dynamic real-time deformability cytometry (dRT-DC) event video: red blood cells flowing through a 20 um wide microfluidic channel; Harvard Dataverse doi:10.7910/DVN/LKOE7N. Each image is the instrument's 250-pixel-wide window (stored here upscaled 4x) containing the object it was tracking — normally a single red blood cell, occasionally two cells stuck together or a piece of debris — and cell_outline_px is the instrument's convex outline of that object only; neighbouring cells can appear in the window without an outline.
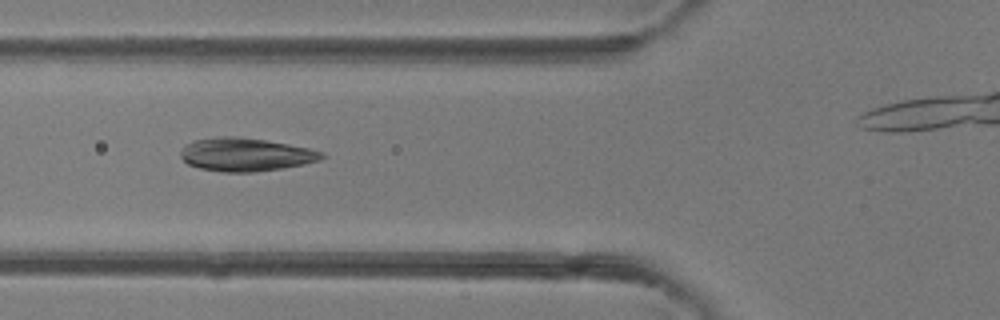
{"species": "common noctule bat (a hibernating species)", "species_latin": "Nyctalus noctula", "temperature_condition": "room temperature", "stored_images_in_passage": 4, "segment_of_instrument_passage": [1, 2], "camera_frame_rate_fps": 3000, "um_per_image_px": 0.085, "animal": {"sex": "female"}, "frame": {"image": 1, "passage_image": 2, "time_ms": 1.333, "image_size_px": [1000, 320], "cell_outline_px": [[324, 156], [320, 160], [304, 164], [256, 172], [220, 172], [200, 168], [188, 164], [180, 156], [180, 152], [184, 144], [192, 140], [220, 136], [236, 136], [264, 140], [288, 144], [308, 148], [324, 152]], "centroid_in_image_um": [20.83, 13.13], "position_along_channel_um": 105.0, "area_um2": 27.4}}
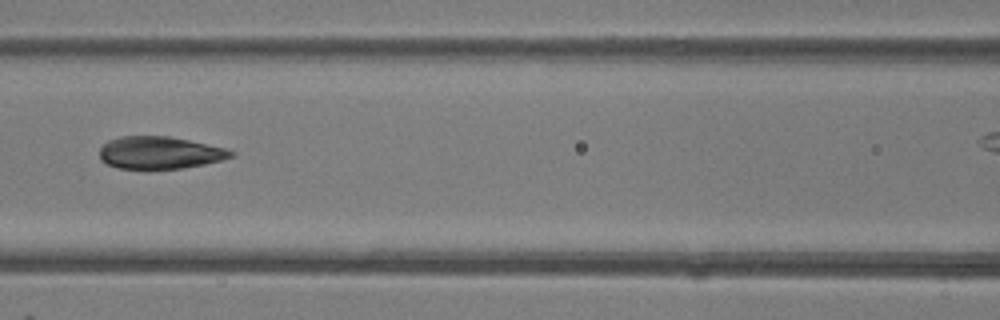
{"frame": {"image": 2, "passage_image": 3, "time_ms": 2.333, "image_size_px": [1000, 320], "cell_outline_px": [[236, 152], [232, 156], [224, 160], [204, 164], [180, 168], [148, 172], [120, 168], [108, 164], [100, 160], [100, 148], [108, 140], [120, 136], [168, 136], [188, 140], [224, 148]], "centroid_in_image_um": [13.54, 13.02], "position_along_channel_um": 153.1, "area_um2": 25.37}}